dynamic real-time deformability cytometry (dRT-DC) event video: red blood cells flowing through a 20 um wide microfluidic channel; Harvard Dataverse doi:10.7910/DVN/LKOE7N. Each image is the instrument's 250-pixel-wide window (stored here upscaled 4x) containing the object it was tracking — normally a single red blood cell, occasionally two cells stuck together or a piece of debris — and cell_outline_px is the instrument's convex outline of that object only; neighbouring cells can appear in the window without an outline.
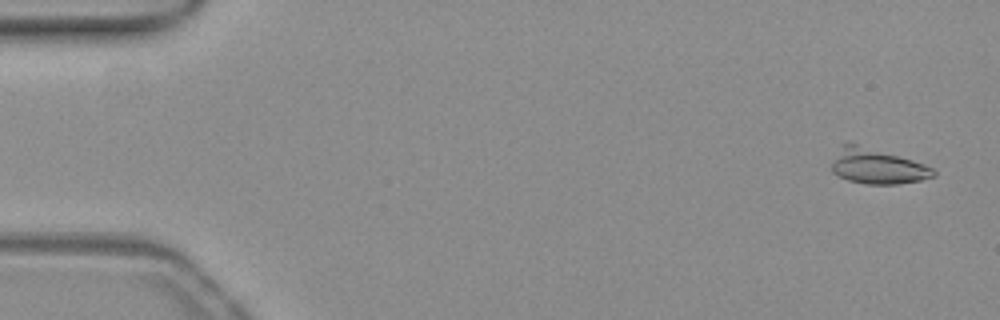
{"species": "common noctule bat (a hibernating species)", "species_latin": "Nyctalus noctula", "temperature_condition": "warm", "stored_images_in_passage": 8, "camera_frame_rate_fps": 3000, "um_per_image_px": 0.085, "animal": {"sex": "female", "body_mass_g": 19.3, "forearm_length_mm": 54.1}, "frame": {"image": 1, "passage_image": 3, "time_ms": 0.667, "image_size_px": [1000, 320], "cell_outline_px": [[936, 176], [920, 180], [896, 184], [864, 184], [848, 180], [832, 172], [832, 160], [844, 144], [848, 140], [912, 160], [924, 164], [932, 168], [936, 172]], "centroid_in_image_um": [74.55, 14.12], "position_along_channel_um": 10.5, "area_um2": 20.87}}